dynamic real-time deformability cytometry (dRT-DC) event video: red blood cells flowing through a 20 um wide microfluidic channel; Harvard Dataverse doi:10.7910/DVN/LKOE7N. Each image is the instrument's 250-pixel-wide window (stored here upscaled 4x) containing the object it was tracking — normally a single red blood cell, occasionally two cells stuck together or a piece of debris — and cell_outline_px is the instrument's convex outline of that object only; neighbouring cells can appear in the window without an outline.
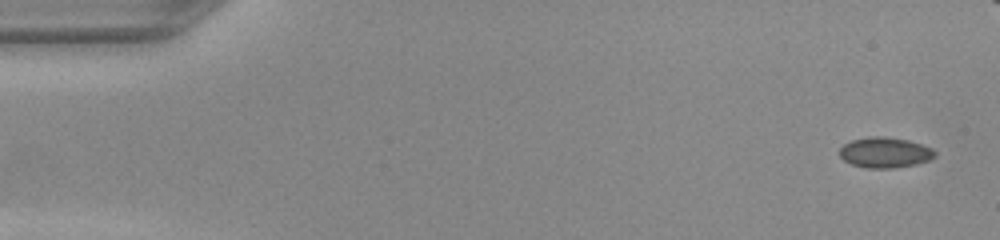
{"species": "common noctule bat (a hibernating species)", "species_latin": "Nyctalus noctula", "temperature_condition": "warm", "stored_images_in_passage": 44, "camera_frame_rate_fps": 3000, "um_per_image_px": 0.085, "animal": {"sex": "female", "body_mass_g": 22.0, "forearm_length_mm": 56.7}, "frame": {"image": 1, "passage_image": 1, "time_ms": 0.0, "image_size_px": [1000, 240], "cell_outline_px": [[936, 156], [928, 160], [916, 164], [896, 168], [864, 168], [852, 164], [844, 160], [840, 156], [840, 148], [844, 144], [852, 140], [868, 136], [884, 136], [908, 140], [932, 148], [936, 152]], "centroid_in_image_um": [75.22, 12.96], "position_along_channel_um": 9.8, "area_um2": 16.99}}
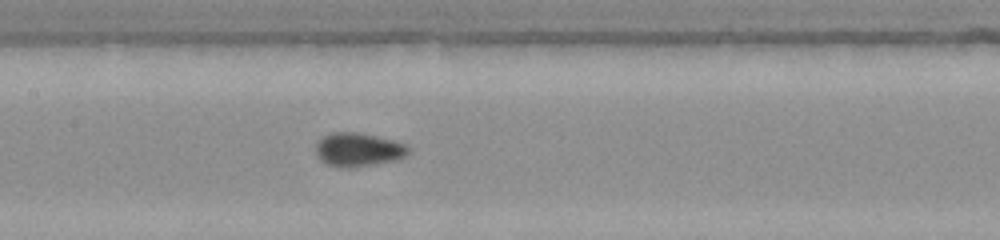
{"frame": {"image": 2, "passage_image": 23, "time_ms": 7.333, "image_size_px": [1000, 240], "cell_outline_px": [[408, 152], [404, 156], [396, 160], [352, 168], [340, 168], [328, 164], [320, 160], [316, 156], [316, 144], [324, 136], [332, 132], [356, 132], [376, 136], [408, 144]], "centroid_in_image_um": [30.43, 12.73], "position_along_channel_um": 177.0, "area_um2": 18.15}}
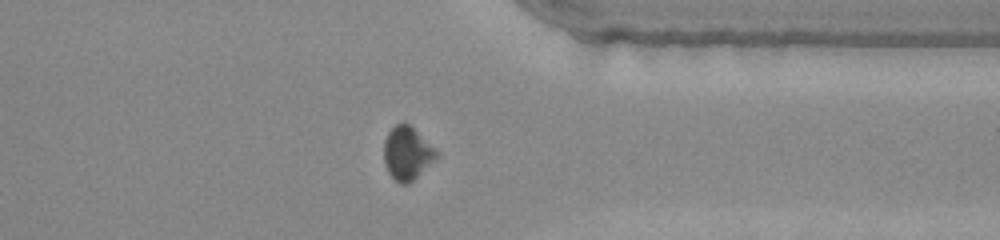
{"frame": {"image": 3, "passage_image": 38, "time_ms": 12.333, "image_size_px": [1000, 240], "cell_outline_px": [[440, 156], [408, 184], [400, 184], [388, 172], [384, 164], [384, 140], [388, 132], [396, 124], [408, 124], [436, 148]], "centroid_in_image_um": [34.62, 13.04], "position_along_channel_um": 376.8, "area_um2": 16.24}}